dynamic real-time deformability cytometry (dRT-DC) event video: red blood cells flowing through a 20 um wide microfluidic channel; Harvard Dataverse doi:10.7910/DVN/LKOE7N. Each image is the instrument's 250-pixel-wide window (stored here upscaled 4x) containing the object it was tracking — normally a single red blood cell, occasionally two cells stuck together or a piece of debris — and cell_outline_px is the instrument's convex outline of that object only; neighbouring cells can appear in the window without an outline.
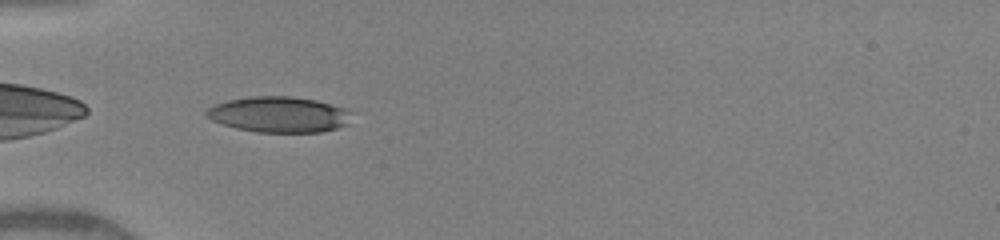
{"species": "human", "species_latin": "Homo sapiens", "temperature_condition": "warm", "stored_images_in_passage": 34, "camera_frame_rate_fps": 3000, "um_per_image_px": 0.085, "donor": {"sex": "female"}, "frame": {"image": 1, "passage_image": 1, "time_ms": 0.0, "image_size_px": [1000, 240], "cell_outline_px": [[352, 112], [348, 124], [336, 128], [320, 132], [256, 132], [236, 128], [212, 120], [204, 116], [204, 112], [208, 108], [216, 104], [228, 100], [248, 96], [292, 96], [316, 100], [344, 108]], "centroid_in_image_um": [23.7, 9.73], "position_along_channel_um": 61.3, "area_um2": 30.29}}
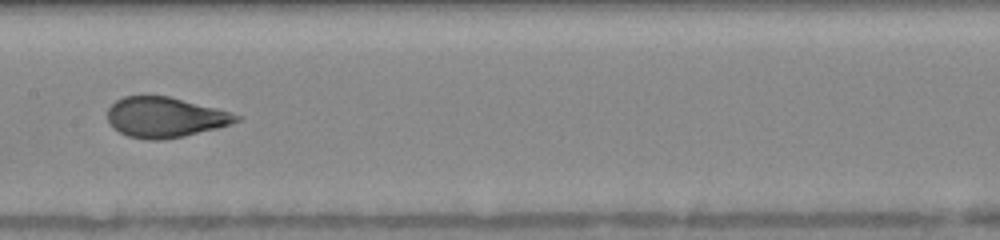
{"frame": {"image": 2, "passage_image": 11, "time_ms": 3.333, "image_size_px": [1000, 240], "cell_outline_px": [[244, 116], [240, 120], [216, 128], [184, 136], [164, 140], [148, 140], [128, 136], [112, 128], [108, 120], [108, 108], [116, 100], [124, 96], [168, 96], [216, 108]], "centroid_in_image_um": [14.01, 9.97], "position_along_channel_um": 193.4, "area_um2": 30.11}}
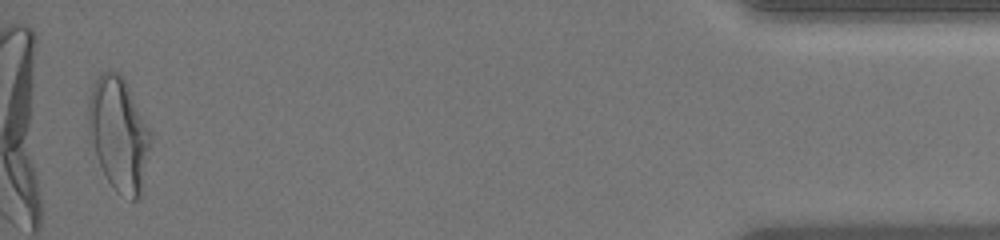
{"frame": {"image": 3, "passage_image": 33, "time_ms": 10.667, "image_size_px": [1000, 240], "cell_outline_px": [[152, 136], [140, 196], [136, 200], [132, 200], [116, 192], [112, 188], [100, 164], [92, 140], [88, 120], [88, 100], [92, 88], [100, 72], [116, 72], [124, 76], [152, 132]], "centroid_in_image_um": [10.13, 11.36], "position_along_channel_um": 425.1, "area_um2": 40.86}, "authors_computed_cell_mechanics": {"area_um2": 30.8363, "velocity_mm_per_s": 4.137, "shape_relaxation_time_tau1_ms": 4.9615, "shape_relaxation_time_tau2_ms": null, "deformation_change_tau1": 0.2013, "deformation_change_tau2": null}}